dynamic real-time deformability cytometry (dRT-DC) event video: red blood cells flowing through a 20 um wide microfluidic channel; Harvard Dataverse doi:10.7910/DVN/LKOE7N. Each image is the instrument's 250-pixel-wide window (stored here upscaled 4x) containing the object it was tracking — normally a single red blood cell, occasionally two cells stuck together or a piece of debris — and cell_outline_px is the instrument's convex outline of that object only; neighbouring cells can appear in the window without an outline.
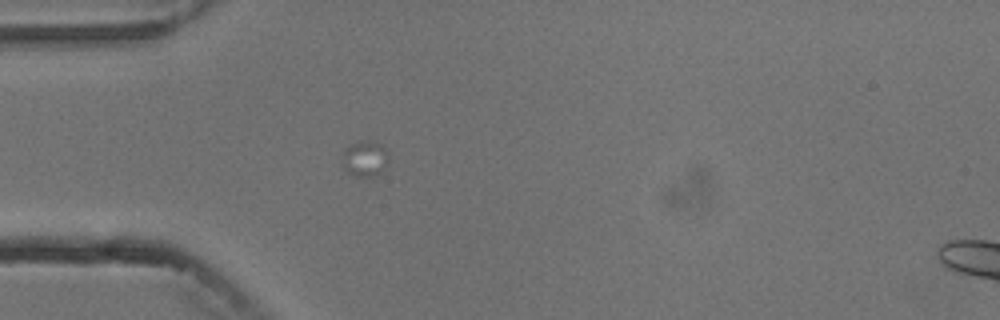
{"species": "common noctule bat (a hibernating species)", "species_latin": "Nyctalus noctula", "temperature_condition": "cold", "stored_images_in_passage": 1, "camera_frame_rate_fps": 3000, "um_per_image_px": 0.085, "animal": {"sex": "male", "body_mass_g": 13.3}, "frame": {"image": 1, "passage_image": 1, "time_ms": 0.0, "image_size_px": [1000, 320], "cell_outline_px": [[388, 160], [384, 168], [376, 176], [356, 176], [344, 172], [340, 156], [344, 148], [348, 144], [360, 140], [372, 140], [380, 144], [388, 152]], "centroid_in_image_um": [30.95, 13.46], "position_along_channel_um": 54.1, "area_um2": 10.12}}